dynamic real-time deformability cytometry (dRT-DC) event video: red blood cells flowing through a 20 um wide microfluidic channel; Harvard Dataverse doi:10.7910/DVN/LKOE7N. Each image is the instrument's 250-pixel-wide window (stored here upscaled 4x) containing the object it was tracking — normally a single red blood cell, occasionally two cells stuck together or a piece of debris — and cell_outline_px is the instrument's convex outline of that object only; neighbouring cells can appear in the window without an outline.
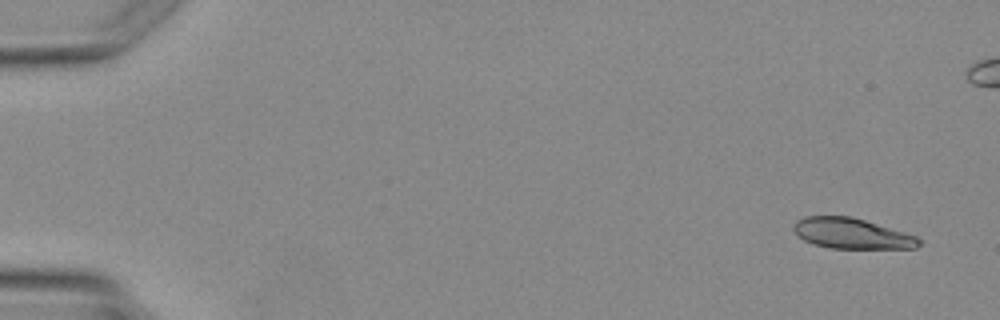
{"species": "Egyptian fruit bat (a non-hibernating species)", "species_latin": "Rousettus aegyptiacus", "temperature_condition": "warm", "stored_images_in_passage": 5, "camera_frame_rate_fps": 3000, "um_per_image_px": 0.085, "animal": {"sex": "female"}, "frame": {"image": 1, "passage_image": 1, "time_ms": 0.0, "image_size_px": [1000, 320], "cell_outline_px": [[920, 244], [916, 248], [832, 248], [812, 244], [804, 240], [792, 228], [792, 224], [796, 220], [804, 216], [848, 216], [864, 220], [904, 232], [916, 236], [920, 240]], "centroid_in_image_um": [72.36, 19.84], "position_along_channel_um": 12.6, "area_um2": 22.08}}
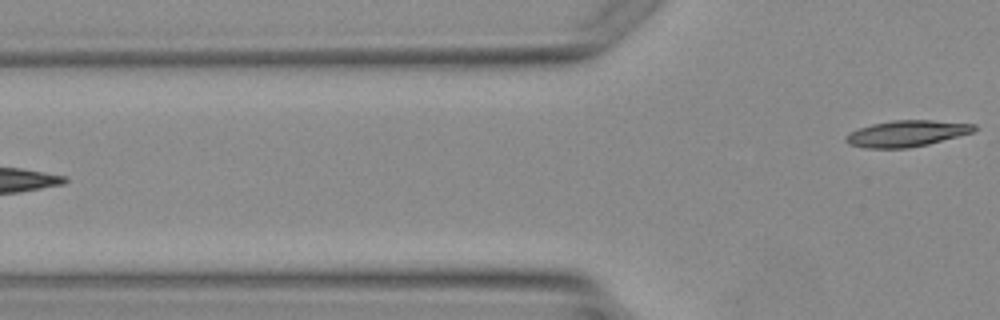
{"frame": {"image": 2, "passage_image": 5, "time_ms": 5.0, "image_size_px": [1000, 320], "cell_outline_px": [[976, 128], [972, 132], [928, 144], [908, 148], [864, 148], [848, 144], [844, 140], [844, 136], [860, 128], [872, 124], [892, 120], [932, 120], [976, 124]], "centroid_in_image_um": [77.04, 11.35], "position_along_channel_um": 48.8, "area_um2": 19.48}}